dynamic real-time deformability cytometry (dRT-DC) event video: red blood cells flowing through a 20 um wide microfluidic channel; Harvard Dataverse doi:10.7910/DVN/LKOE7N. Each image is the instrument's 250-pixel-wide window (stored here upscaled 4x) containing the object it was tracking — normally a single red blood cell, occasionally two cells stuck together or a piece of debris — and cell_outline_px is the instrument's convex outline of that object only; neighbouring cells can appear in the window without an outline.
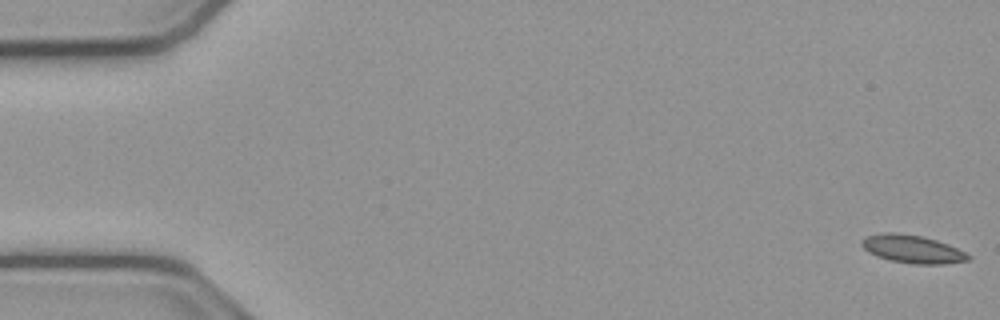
{"species": "common noctule bat (a hibernating species)", "species_latin": "Nyctalus noctula", "temperature_condition": "cold", "stored_images_in_passage": 54, "camera_frame_rate_fps": 3000, "um_per_image_px": 0.085, "animal": {"sex": "male", "body_mass_g": 23.1, "forearm_length_mm": 52.7}, "frame": {"image": 1, "passage_image": 1, "time_ms": 0.0, "image_size_px": [1000, 320], "cell_outline_px": [[972, 256], [968, 260], [944, 264], [916, 264], [888, 260], [876, 256], [868, 252], [860, 244], [860, 240], [864, 236], [880, 232], [896, 232], [924, 236], [948, 244]], "centroid_in_image_um": [77.49, 21.15], "position_along_channel_um": 7.5, "area_um2": 17.63}}
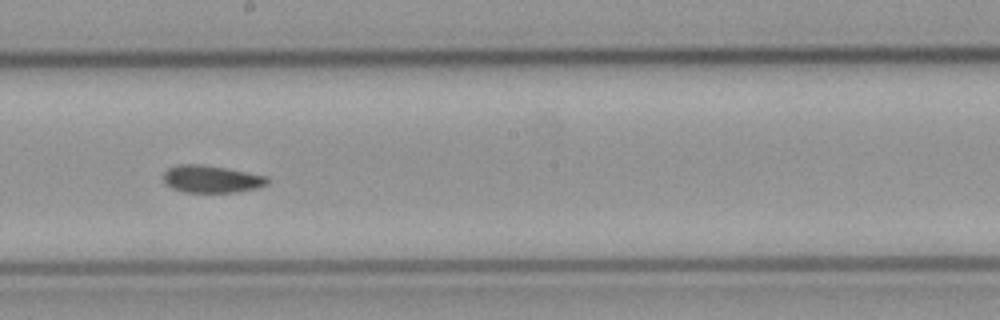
{"frame": {"image": 2, "passage_image": 30, "time_ms": 9.667, "image_size_px": [1000, 320], "cell_outline_px": [[268, 184], [260, 188], [236, 192], [184, 192], [172, 188], [164, 184], [164, 172], [168, 168], [180, 164], [200, 164], [224, 168], [268, 176]], "centroid_in_image_um": [17.98, 15.23], "position_along_channel_um": 230.2, "area_um2": 16.59}}
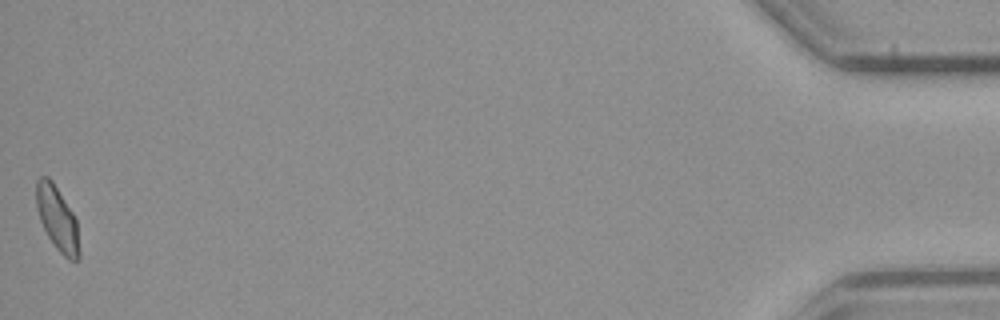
{"frame": {"image": 3, "passage_image": 54, "time_ms": 17.667, "image_size_px": [1000, 320], "cell_outline_px": [[80, 256], [76, 260], [68, 260], [56, 248], [48, 236], [40, 220], [36, 208], [36, 180], [40, 176], [48, 176], [52, 180], [72, 212], [76, 220], [80, 252]], "centroid_in_image_um": [4.86, 18.57], "position_along_channel_um": 430.3, "area_um2": 16.01}, "authors_computed_cell_mechanics": {"area_um2": 16.6753, "velocity_mm_per_s": 3.81, "shape_relaxation_time_tau1_ms": 8.0235, "shape_relaxation_time_tau2_ms": 3.2346, "deformation_change_tau1": 0.1375, "deformation_change_tau2": 0.0653}}